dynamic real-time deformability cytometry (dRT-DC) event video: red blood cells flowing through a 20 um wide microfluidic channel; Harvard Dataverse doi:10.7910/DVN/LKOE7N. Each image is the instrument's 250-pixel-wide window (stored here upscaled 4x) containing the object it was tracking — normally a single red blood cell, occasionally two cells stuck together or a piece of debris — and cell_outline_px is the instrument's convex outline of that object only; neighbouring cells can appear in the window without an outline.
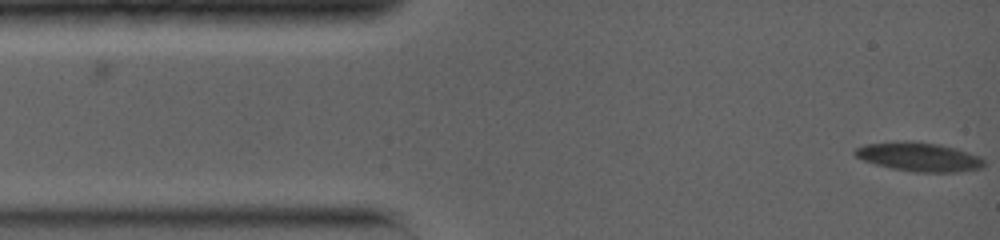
{"species": "common noctule bat (a hibernating species)", "species_latin": "Nyctalus noctula", "temperature_condition": "warm", "stored_images_in_passage": 30, "camera_frame_rate_fps": 5000, "um_per_image_px": 0.085, "animal": {"sex": "female", "body_mass_g": 19.0, "forearm_length_mm": 56.7}, "frame": {"image": 1, "passage_image": 1, "time_ms": 0.0, "image_size_px": [1000, 240], "cell_outline_px": [[984, 164], [980, 168], [960, 172], [912, 172], [892, 168], [876, 164], [864, 160], [856, 156], [852, 152], [856, 148], [864, 144], [904, 140], [912, 140], [940, 144], [956, 148], [980, 156], [984, 160]], "centroid_in_image_um": [78.11, 13.32], "position_along_channel_um": 6.9, "area_um2": 21.96}}
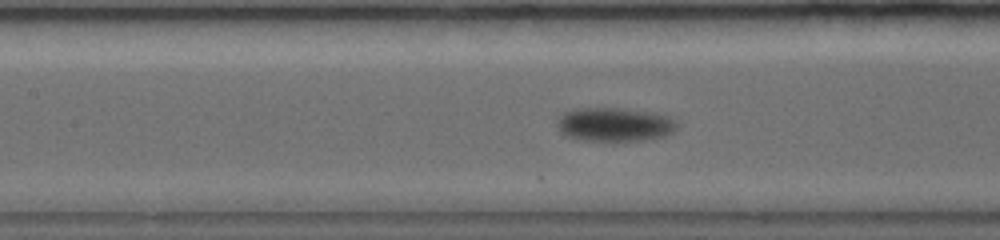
{"frame": {"image": 2, "passage_image": 13, "time_ms": 6.0, "image_size_px": [1000, 240], "cell_outline_px": [[676, 128], [672, 132], [664, 136], [644, 140], [612, 144], [580, 140], [568, 136], [560, 132], [556, 124], [560, 112], [576, 108], [620, 108], [656, 112], [668, 116], [676, 120]], "centroid_in_image_um": [52.2, 10.61], "position_along_channel_um": 155.2, "area_um2": 24.74}}
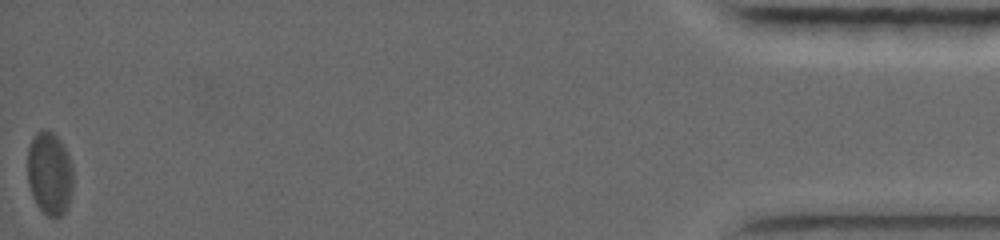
{"frame": {"image": 3, "passage_image": 30, "time_ms": 17.0, "image_size_px": [1000, 240], "cell_outline_px": [[72, 192], [68, 208], [60, 216], [48, 216], [36, 204], [32, 196], [28, 184], [28, 148], [32, 136], [36, 132], [44, 128], [52, 132], [60, 140], [68, 152], [72, 164]], "centroid_in_image_um": [4.22, 14.71], "position_along_channel_um": 431.0, "area_um2": 22.37}, "authors_computed_cell_mechanics": {"area_um2": 22.253, "velocity_mm_per_s": 3.7741, "shape_relaxation_time_tau1_ms": 2.3969, "shape_relaxation_time_tau2_ms": null, "deformation_change_tau1": 0.114, "deformation_change_tau2": null}}